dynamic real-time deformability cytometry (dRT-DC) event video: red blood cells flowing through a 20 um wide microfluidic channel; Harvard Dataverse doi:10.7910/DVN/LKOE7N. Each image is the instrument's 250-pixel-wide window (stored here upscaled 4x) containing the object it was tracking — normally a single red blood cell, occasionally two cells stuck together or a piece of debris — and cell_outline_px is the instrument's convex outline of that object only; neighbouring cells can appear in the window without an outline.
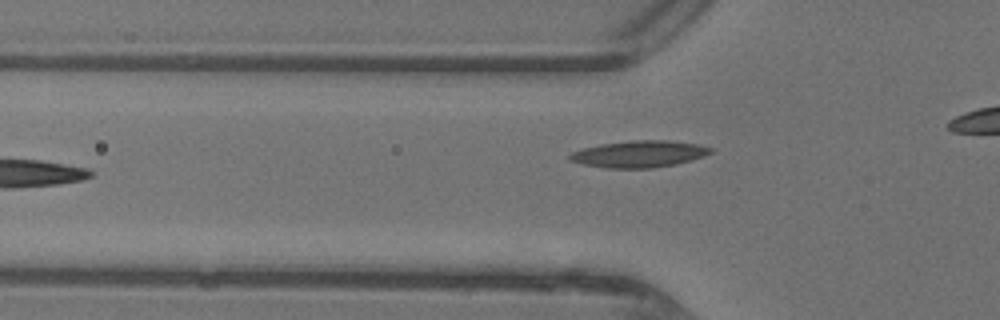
{"species": "common noctule bat (a hibernating species)", "species_latin": "Nyctalus noctula", "temperature_condition": "warm", "stored_images_in_passage": 17, "camera_frame_rate_fps": 3000, "um_per_image_px": 0.085, "animal": {"sex": "female"}, "frame": {"image": 1, "passage_image": 3, "time_ms": 0.667, "image_size_px": [1000, 320], "cell_outline_px": [[712, 152], [704, 156], [676, 164], [652, 168], [608, 168], [584, 164], [568, 160], [568, 156], [572, 152], [580, 148], [600, 144], [632, 140], [668, 140], [696, 144], [712, 148]], "centroid_in_image_um": [54.29, 13.08], "position_along_channel_um": 71.5, "area_um2": 21.91}}
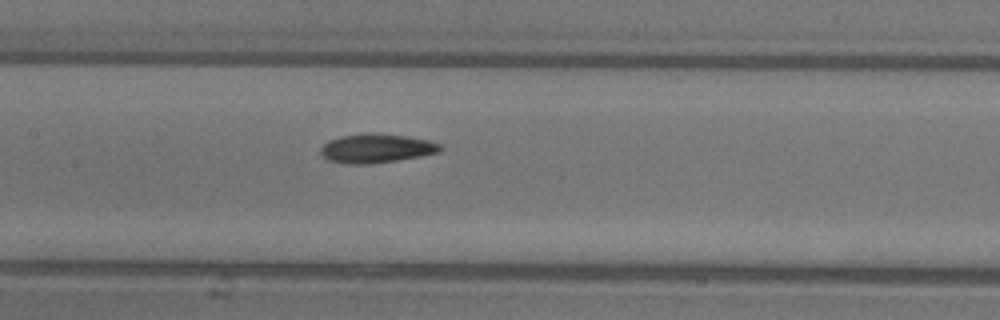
{"frame": {"image": 2, "passage_image": 10, "time_ms": 3.0, "image_size_px": [1000, 320], "cell_outline_px": [[444, 148], [440, 152], [420, 156], [372, 164], [344, 164], [328, 160], [320, 152], [320, 148], [328, 140], [340, 136], [372, 132], [408, 136], [428, 140], [440, 144]], "centroid_in_image_um": [31.99, 12.6], "position_along_channel_um": 175.4, "area_um2": 20.4}}
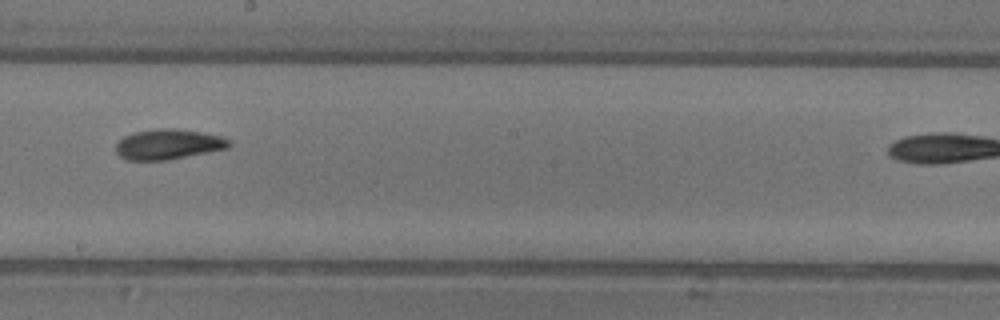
{"frame": {"image": 3, "passage_image": 14, "time_ms": 4.333, "image_size_px": [1000, 320], "cell_outline_px": [[232, 144], [228, 148], [168, 160], [128, 160], [120, 156], [116, 152], [116, 144], [124, 136], [132, 132], [160, 128], [172, 128], [200, 132], [224, 136], [232, 140]], "centroid_in_image_um": [14.33, 12.26], "position_along_channel_um": 233.9, "area_um2": 20.06}}